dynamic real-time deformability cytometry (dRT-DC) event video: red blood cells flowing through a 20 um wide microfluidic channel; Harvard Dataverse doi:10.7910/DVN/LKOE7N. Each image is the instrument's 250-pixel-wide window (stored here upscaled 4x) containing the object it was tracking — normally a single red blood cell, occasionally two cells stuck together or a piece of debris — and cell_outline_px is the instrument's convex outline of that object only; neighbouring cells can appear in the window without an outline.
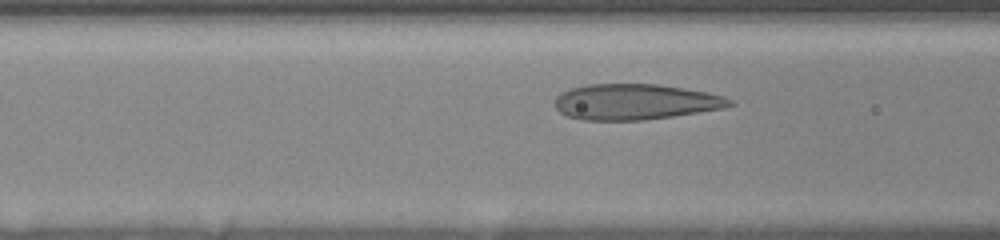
{"species": "human", "species_latin": "Homo sapiens", "temperature_condition": "room temperature", "stored_images_in_passage": 31, "camera_frame_rate_fps": 3000, "um_per_image_px": 0.085, "donor": {"sex": "female"}, "frame": {"image": 1, "passage_image": 22, "time_ms": 4.0, "image_size_px": [1000, 240], "cell_outline_px": [[736, 104], [724, 108], [672, 116], [644, 120], [584, 120], [568, 116], [560, 112], [556, 108], [556, 96], [560, 92], [572, 88], [588, 84], [660, 84], [708, 92], [724, 96], [732, 100]], "centroid_in_image_um": [54.02, 8.65], "position_along_channel_um": 112.6, "area_um2": 36.41}}
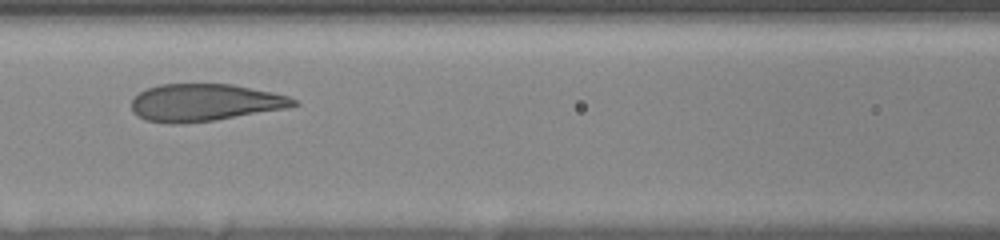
{"frame": {"image": 2, "passage_image": 27, "time_ms": 5.0, "image_size_px": [1000, 240], "cell_outline_px": [[300, 104], [288, 108], [212, 120], [180, 124], [172, 124], [144, 120], [136, 116], [132, 112], [132, 100], [140, 92], [148, 88], [160, 84], [232, 84], [272, 92], [288, 96], [296, 100]], "centroid_in_image_um": [17.38, 8.72], "position_along_channel_um": 149.2, "area_um2": 35.14}}
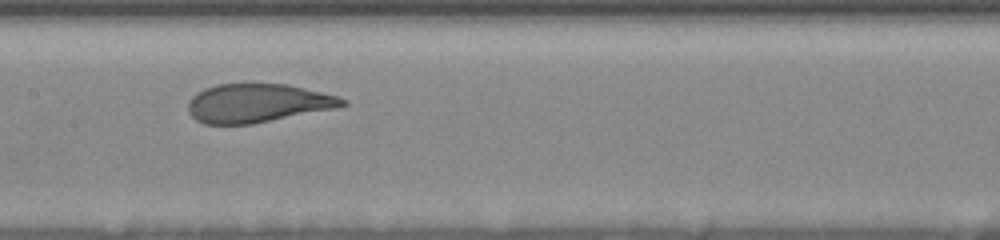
{"frame": {"image": 3, "passage_image": 30, "time_ms": 6.0, "image_size_px": [1000, 240], "cell_outline_px": [[348, 104], [340, 108], [252, 124], [204, 124], [196, 120], [188, 112], [188, 100], [196, 92], [204, 88], [216, 84], [288, 84], [336, 96], [348, 100]], "centroid_in_image_um": [21.9, 8.77], "position_along_channel_um": 185.5, "area_um2": 35.03}}